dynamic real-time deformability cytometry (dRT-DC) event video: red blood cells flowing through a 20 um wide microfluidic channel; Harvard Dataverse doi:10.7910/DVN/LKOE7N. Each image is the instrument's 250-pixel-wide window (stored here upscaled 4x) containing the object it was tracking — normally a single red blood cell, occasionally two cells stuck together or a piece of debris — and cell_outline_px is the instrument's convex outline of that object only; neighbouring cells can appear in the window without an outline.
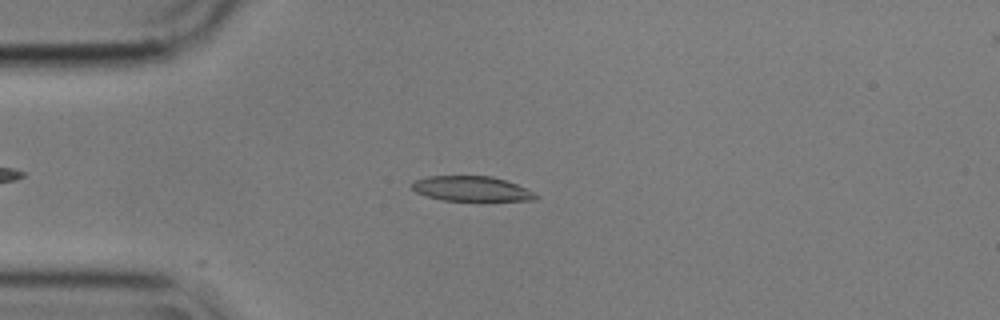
{"species": "common noctule bat (a hibernating species)", "species_latin": "Nyctalus noctula", "temperature_condition": "cold", "stored_images_in_passage": 5, "camera_frame_rate_fps": 3000, "um_per_image_px": 0.085, "animal": {"sex": "male", "body_mass_g": 17.9}, "frame": {"image": 1, "passage_image": 2, "time_ms": 0.333, "image_size_px": [1000, 320], "cell_outline_px": [[540, 196], [536, 200], [440, 200], [416, 192], [412, 188], [412, 184], [416, 180], [428, 176], [492, 176], [516, 184], [536, 192]], "centroid_in_image_um": [40.12, 16.04], "position_along_channel_um": 44.9, "area_um2": 17.86}}